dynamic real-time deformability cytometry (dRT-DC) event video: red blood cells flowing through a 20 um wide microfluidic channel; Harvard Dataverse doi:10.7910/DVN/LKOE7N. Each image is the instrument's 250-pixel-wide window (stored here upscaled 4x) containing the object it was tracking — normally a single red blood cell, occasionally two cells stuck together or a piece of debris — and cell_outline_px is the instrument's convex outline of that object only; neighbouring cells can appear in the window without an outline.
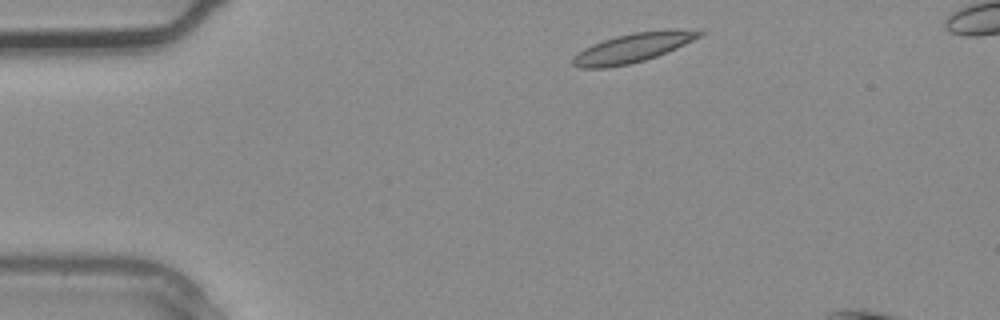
{"species": "common noctule bat (a hibernating species)", "species_latin": "Nyctalus noctula", "temperature_condition": "warm", "stored_images_in_passage": 2, "segment_of_instrument_passage": [2, 2], "camera_frame_rate_fps": 3000, "um_per_image_px": 0.085, "animal": {"sex": "male", "body_mass_g": 20.4}, "frame": {"image": 1, "passage_image": 2, "time_ms": 0.333, "image_size_px": [1000, 320], "cell_outline_px": [[704, 32], [700, 36], [676, 48], [656, 56], [644, 60], [628, 64], [604, 68], [580, 68], [572, 64], [572, 56], [584, 48], [592, 44], [616, 36], [632, 32]], "centroid_in_image_um": [53.58, 4.13], "position_along_channel_um": 31.4, "area_um2": 20.35}}